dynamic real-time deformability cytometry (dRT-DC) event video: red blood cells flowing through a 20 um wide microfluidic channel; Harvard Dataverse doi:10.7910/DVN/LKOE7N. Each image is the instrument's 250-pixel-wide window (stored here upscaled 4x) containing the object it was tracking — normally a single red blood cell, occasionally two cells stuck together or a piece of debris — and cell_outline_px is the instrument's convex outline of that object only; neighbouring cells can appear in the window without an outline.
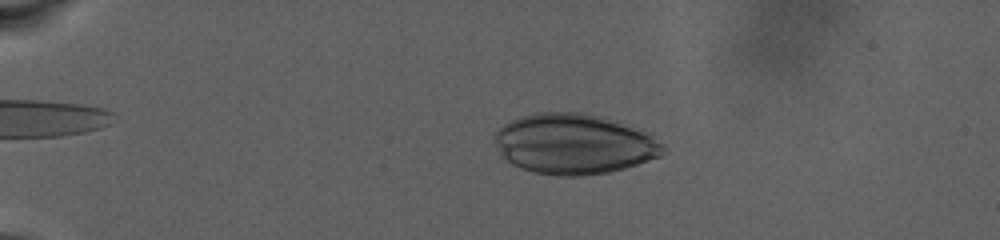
{"species": "human", "species_latin": "Homo sapiens", "temperature_condition": "warm", "stored_images_in_passage": 75, "camera_frame_rate_fps": 3000, "um_per_image_px": 0.085, "donor": {"sex": "male"}, "frame": {"image": 1, "passage_image": 20, "time_ms": 6.333, "image_size_px": [1000, 240], "cell_outline_px": [[668, 152], [660, 156], [624, 168], [608, 172], [580, 176], [560, 176], [532, 172], [520, 168], [512, 164], [500, 156], [492, 136], [504, 124], [520, 116], [536, 112], [584, 112], [620, 120], [632, 124], [652, 132], [668, 148]], "centroid_in_image_um": [48.86, 12.21], "position_along_channel_um": 36.1, "area_um2": 60.57}}
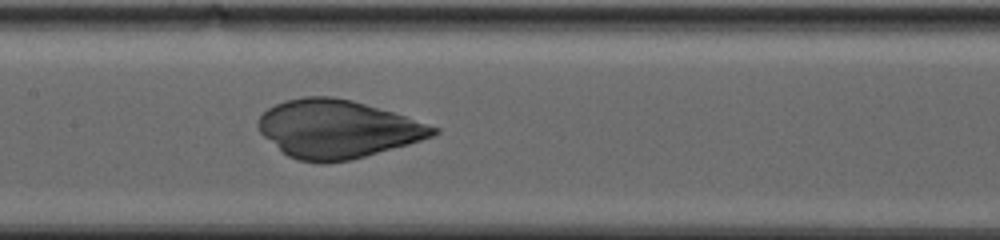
{"frame": {"image": 2, "passage_image": 46, "time_ms": 15.0, "image_size_px": [1000, 240], "cell_outline_px": [[440, 132], [432, 136], [408, 144], [352, 160], [328, 164], [324, 164], [296, 160], [288, 156], [264, 136], [260, 132], [256, 124], [256, 120], [268, 108], [284, 100], [304, 96], [332, 96], [352, 100], [392, 112], [440, 128]], "centroid_in_image_um": [28.65, 10.97], "position_along_channel_um": 178.8, "area_um2": 59.25}}
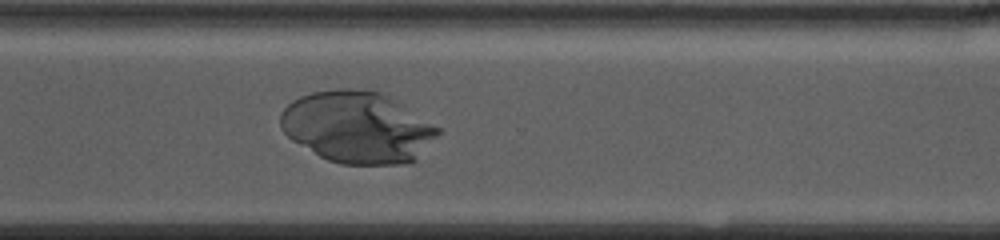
{"frame": {"image": 3, "passage_image": 65, "time_ms": 21.333, "image_size_px": [1000, 240], "cell_outline_px": [[440, 132], [416, 160], [408, 164], [340, 164], [328, 160], [320, 156], [292, 140], [280, 128], [280, 112], [292, 100], [300, 96], [312, 92], [340, 88], [348, 88], [380, 92], [440, 128]], "centroid_in_image_um": [30.34, 10.82], "position_along_channel_um": 340.3, "area_um2": 65.2}}